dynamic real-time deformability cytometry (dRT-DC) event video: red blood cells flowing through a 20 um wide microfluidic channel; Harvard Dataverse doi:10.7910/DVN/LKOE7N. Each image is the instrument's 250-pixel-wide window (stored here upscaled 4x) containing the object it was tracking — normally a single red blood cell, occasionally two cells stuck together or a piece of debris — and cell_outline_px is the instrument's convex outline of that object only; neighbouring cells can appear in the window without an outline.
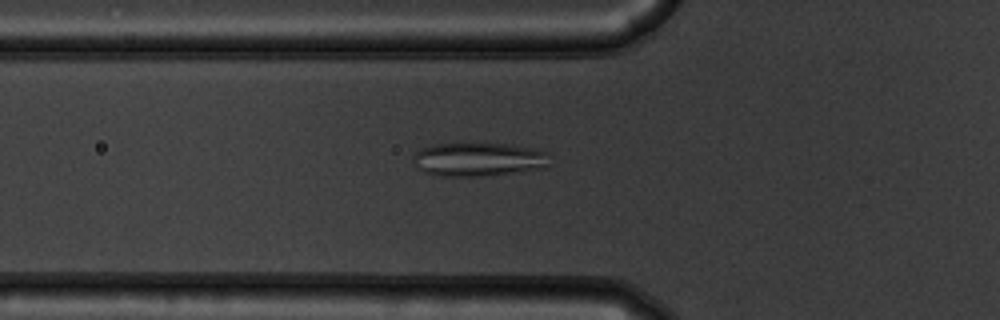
{"species": "common noctule bat (a hibernating species)", "species_latin": "Nyctalus noctula", "temperature_condition": "warm", "stored_images_in_passage": 38, "camera_frame_rate_fps": 3000, "um_per_image_px": 0.085, "animal": {"sex": "male", "body_mass_g": 19.5, "forearm_length_mm": 54.6}, "frame": {"image": 1, "passage_image": 3, "time_ms": 0.667, "image_size_px": [1000, 320], "cell_outline_px": [[548, 168], [484, 176], [444, 176], [424, 172], [416, 168], [412, 160], [412, 156], [420, 148], [432, 144], [508, 144], [532, 148], [548, 152]], "centroid_in_image_um": [40.65, 13.55], "position_along_channel_um": 85.1, "area_um2": 26.93}}
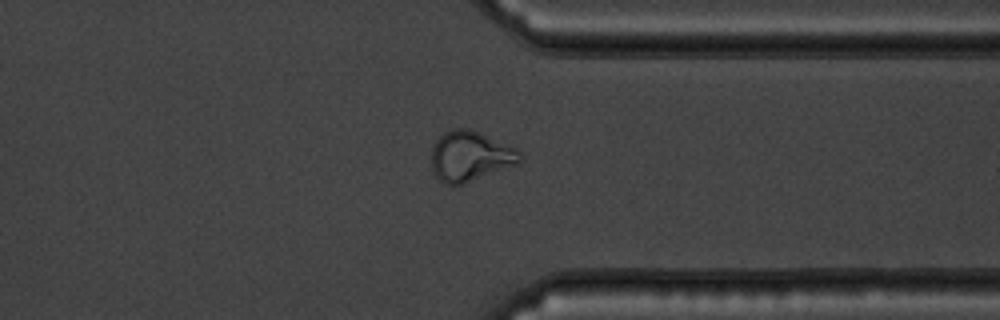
{"frame": {"image": 2, "passage_image": 26, "time_ms": 8.333, "image_size_px": [1000, 320], "cell_outline_px": [[520, 164], [464, 184], [444, 184], [436, 176], [432, 168], [432, 148], [436, 140], [444, 132], [452, 128], [468, 128], [480, 132], [516, 148], [520, 152]], "centroid_in_image_um": [39.98, 13.28], "position_along_channel_um": 371.4, "area_um2": 26.01}}
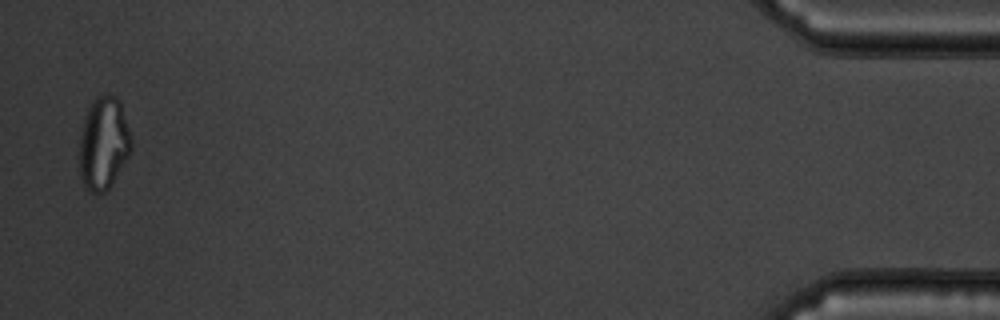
{"frame": {"image": 3, "passage_image": 37, "time_ms": 12.0, "image_size_px": [1000, 320], "cell_outline_px": [[132, 148], [128, 156], [112, 184], [104, 192], [88, 192], [84, 188], [80, 176], [80, 136], [84, 116], [92, 100], [96, 96], [116, 96], [120, 100], [132, 140]], "centroid_in_image_um": [8.79, 12.19], "position_along_channel_um": 426.4, "area_um2": 28.03}, "authors_computed_cell_mechanics": {"area_um2": 24.5361, "velocity_mm_per_s": 3.7511, "shape_relaxation_time_tau1_ms": null, "shape_relaxation_time_tau2_ms": 0.6459, "deformation_change_tau1": null, "deformation_change_tau2": 0.0637}}